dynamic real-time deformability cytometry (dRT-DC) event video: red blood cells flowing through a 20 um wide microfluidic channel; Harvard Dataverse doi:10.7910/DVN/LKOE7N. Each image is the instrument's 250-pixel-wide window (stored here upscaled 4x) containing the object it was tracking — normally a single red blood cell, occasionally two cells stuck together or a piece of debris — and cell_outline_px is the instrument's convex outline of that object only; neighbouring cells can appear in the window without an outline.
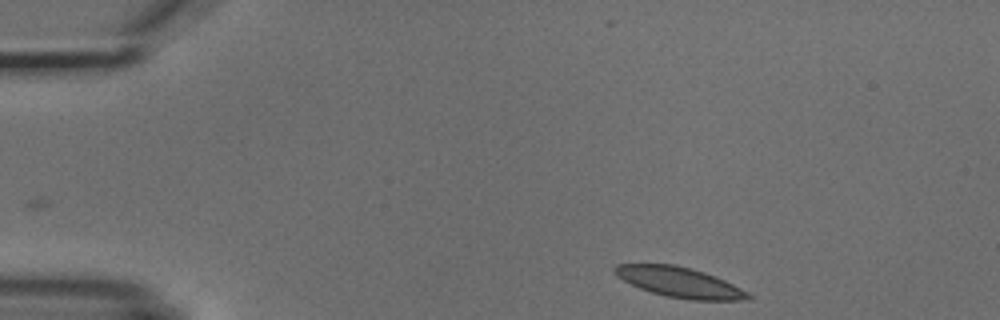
{"species": "common noctule bat (a hibernating species)", "species_latin": "Nyctalus noctula", "temperature_condition": "cold", "stored_images_in_passage": 3, "camera_frame_rate_fps": 3000, "um_per_image_px": 0.085, "animal": {"sex": "male", "body_mass_g": 18.8}, "frame": {"image": 1, "passage_image": 1, "time_ms": 0.0, "image_size_px": [1000, 320], "cell_outline_px": [[752, 296], [748, 300], [688, 300], [668, 296], [652, 292], [640, 288], [616, 276], [612, 272], [612, 268], [616, 264], [676, 264], [692, 268], [704, 272], [724, 280], [748, 292]], "centroid_in_image_um": [57.74, 23.98], "position_along_channel_um": 27.3, "area_um2": 23.41}}